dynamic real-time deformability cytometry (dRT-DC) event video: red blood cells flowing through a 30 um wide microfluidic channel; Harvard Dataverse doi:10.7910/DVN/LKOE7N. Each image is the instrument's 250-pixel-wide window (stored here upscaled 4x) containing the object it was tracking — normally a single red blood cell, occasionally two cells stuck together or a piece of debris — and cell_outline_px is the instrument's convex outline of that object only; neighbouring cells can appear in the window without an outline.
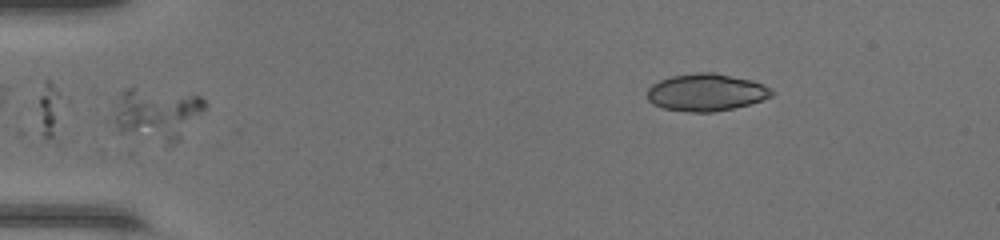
{"species": "common noctule bat (a hibernating species)", "species_latin": "Nyctalus noctula", "temperature_condition": "warm", "stored_images_in_passage": 24, "camera_frame_rate_fps": 3000, "um_per_image_px": 0.085, "animal": {"sex": "female", "body_mass_g": 17.0, "forearm_length_mm": 48.0}, "frame": {"image": 1, "passage_image": 2, "time_ms": 0.333, "image_size_px": [1000, 240], "cell_outline_px": [[208, 104], [180, 140], [172, 144], [168, 144], [116, 132], [116, 116], [120, 92], [128, 88], [132, 88], [200, 96]], "centroid_in_image_um": [13.36, 9.72], "position_along_channel_um": 71.6, "area_um2": 27.17}}